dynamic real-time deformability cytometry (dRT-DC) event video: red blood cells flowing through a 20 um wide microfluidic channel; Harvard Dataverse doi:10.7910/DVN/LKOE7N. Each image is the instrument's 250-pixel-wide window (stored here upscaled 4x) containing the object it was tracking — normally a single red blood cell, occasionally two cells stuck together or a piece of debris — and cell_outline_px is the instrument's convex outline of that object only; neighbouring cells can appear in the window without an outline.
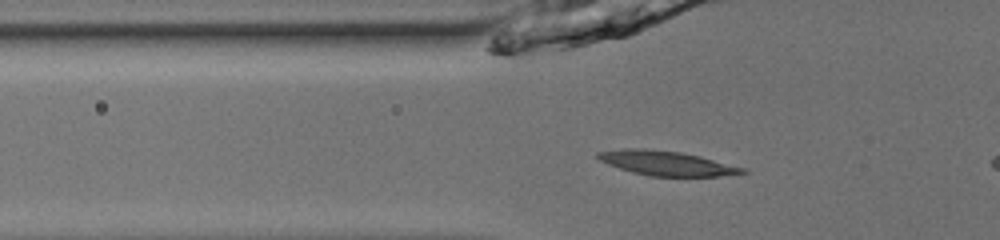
{"species": "common noctule bat (a hibernating species)", "species_latin": "Nyctalus noctula", "temperature_condition": "room temperature", "stored_images_in_passage": 46, "camera_frame_rate_fps": 3000, "um_per_image_px": 0.085, "animal": {"sex": "male", "body_mass_g": 13.0, "forearm_length_mm": 53.1}, "frame": {"image": 1, "passage_image": 17, "time_ms": 5.333, "image_size_px": [1000, 240], "cell_outline_px": [[748, 172], [720, 176], [648, 176], [632, 172], [608, 164], [600, 160], [596, 156], [596, 152], [624, 148], [644, 148], [680, 152], [700, 156], [744, 168]], "centroid_in_image_um": [56.62, 13.86], "position_along_channel_um": 69.2, "area_um2": 20.52}}
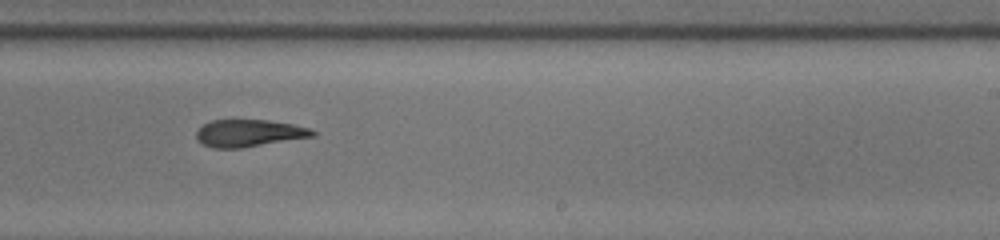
{"frame": {"image": 2, "passage_image": 32, "time_ms": 10.333, "image_size_px": [1000, 240], "cell_outline_px": [[316, 136], [240, 148], [212, 148], [200, 144], [196, 140], [196, 132], [204, 124], [212, 120], [268, 120], [292, 124], [308, 128], [316, 132]], "centroid_in_image_um": [21.13, 11.33], "position_along_channel_um": 267.9, "area_um2": 18.44}}
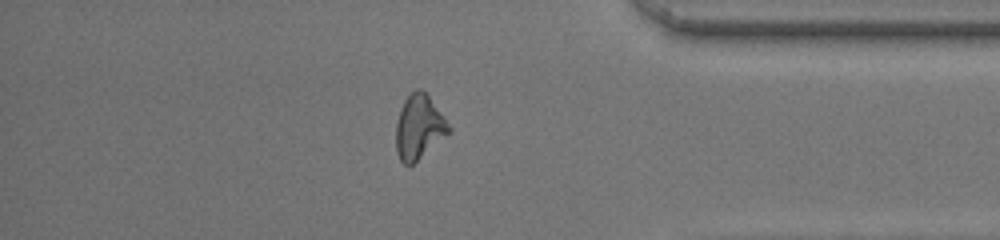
{"frame": {"image": 3, "passage_image": 43, "time_ms": 14.0, "image_size_px": [1000, 240], "cell_outline_px": [[452, 132], [412, 164], [404, 164], [400, 160], [396, 152], [396, 124], [400, 108], [404, 100], [416, 88], [420, 88], [428, 96], [452, 128]], "centroid_in_image_um": [35.61, 10.81], "position_along_channel_um": 399.6, "area_um2": 19.65}}